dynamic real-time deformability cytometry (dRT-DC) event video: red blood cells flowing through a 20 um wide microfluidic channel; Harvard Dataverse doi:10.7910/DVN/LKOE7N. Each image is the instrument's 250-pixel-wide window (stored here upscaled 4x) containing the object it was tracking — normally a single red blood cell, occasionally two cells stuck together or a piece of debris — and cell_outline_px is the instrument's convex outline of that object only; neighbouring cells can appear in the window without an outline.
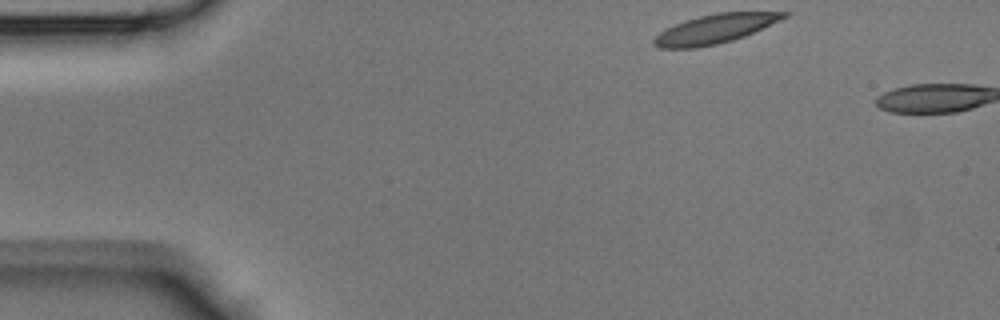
{"species": "Egyptian fruit bat (a non-hibernating species)", "species_latin": "Rousettus aegyptiacus", "temperature_condition": "room temperature", "stored_images_in_passage": 2, "camera_frame_rate_fps": 3000, "um_per_image_px": 0.085, "animal": {"sex": "male"}, "frame": {"image": 1, "passage_image": 1, "time_ms": 0.0, "image_size_px": [1000, 320], "cell_outline_px": [[788, 16], [780, 20], [744, 36], [732, 40], [716, 44], [696, 48], [660, 48], [652, 44], [652, 40], [660, 32], [676, 24], [700, 16], [716, 12], [788, 12]], "centroid_in_image_um": [60.75, 2.46], "position_along_channel_um": 24.2, "area_um2": 21.62}}